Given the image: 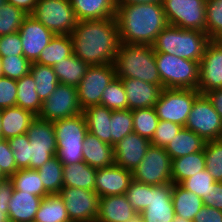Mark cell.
I'll return each instance as SVG.
<instances>
[{
	"mask_svg": "<svg viewBox=\"0 0 222 222\" xmlns=\"http://www.w3.org/2000/svg\"><path fill=\"white\" fill-rule=\"evenodd\" d=\"M193 222H222V210L211 206H203L196 213Z\"/></svg>",
	"mask_w": 222,
	"mask_h": 222,
	"instance_id": "obj_56",
	"label": "cell"
},
{
	"mask_svg": "<svg viewBox=\"0 0 222 222\" xmlns=\"http://www.w3.org/2000/svg\"><path fill=\"white\" fill-rule=\"evenodd\" d=\"M70 36L73 54L89 66L114 64L120 45L116 18L78 21Z\"/></svg>",
	"mask_w": 222,
	"mask_h": 222,
	"instance_id": "obj_1",
	"label": "cell"
},
{
	"mask_svg": "<svg viewBox=\"0 0 222 222\" xmlns=\"http://www.w3.org/2000/svg\"><path fill=\"white\" fill-rule=\"evenodd\" d=\"M206 34L222 40V0H206Z\"/></svg>",
	"mask_w": 222,
	"mask_h": 222,
	"instance_id": "obj_43",
	"label": "cell"
},
{
	"mask_svg": "<svg viewBox=\"0 0 222 222\" xmlns=\"http://www.w3.org/2000/svg\"><path fill=\"white\" fill-rule=\"evenodd\" d=\"M96 171L97 168L89 166L84 161L63 165V187L94 191Z\"/></svg>",
	"mask_w": 222,
	"mask_h": 222,
	"instance_id": "obj_28",
	"label": "cell"
},
{
	"mask_svg": "<svg viewBox=\"0 0 222 222\" xmlns=\"http://www.w3.org/2000/svg\"><path fill=\"white\" fill-rule=\"evenodd\" d=\"M150 144V140L135 132L124 136L114 145L115 164L132 172L141 163Z\"/></svg>",
	"mask_w": 222,
	"mask_h": 222,
	"instance_id": "obj_19",
	"label": "cell"
},
{
	"mask_svg": "<svg viewBox=\"0 0 222 222\" xmlns=\"http://www.w3.org/2000/svg\"><path fill=\"white\" fill-rule=\"evenodd\" d=\"M38 0H6V2L14 5L16 8L21 9L27 15H30Z\"/></svg>",
	"mask_w": 222,
	"mask_h": 222,
	"instance_id": "obj_58",
	"label": "cell"
},
{
	"mask_svg": "<svg viewBox=\"0 0 222 222\" xmlns=\"http://www.w3.org/2000/svg\"><path fill=\"white\" fill-rule=\"evenodd\" d=\"M133 209L141 213L149 205V185L132 181L124 194Z\"/></svg>",
	"mask_w": 222,
	"mask_h": 222,
	"instance_id": "obj_48",
	"label": "cell"
},
{
	"mask_svg": "<svg viewBox=\"0 0 222 222\" xmlns=\"http://www.w3.org/2000/svg\"><path fill=\"white\" fill-rule=\"evenodd\" d=\"M30 15L54 35H70L78 22L70 0H38Z\"/></svg>",
	"mask_w": 222,
	"mask_h": 222,
	"instance_id": "obj_7",
	"label": "cell"
},
{
	"mask_svg": "<svg viewBox=\"0 0 222 222\" xmlns=\"http://www.w3.org/2000/svg\"><path fill=\"white\" fill-rule=\"evenodd\" d=\"M132 181V172L116 164L98 168L94 191L99 197L124 195Z\"/></svg>",
	"mask_w": 222,
	"mask_h": 222,
	"instance_id": "obj_18",
	"label": "cell"
},
{
	"mask_svg": "<svg viewBox=\"0 0 222 222\" xmlns=\"http://www.w3.org/2000/svg\"><path fill=\"white\" fill-rule=\"evenodd\" d=\"M26 16L21 9L6 2L0 7V36L18 32Z\"/></svg>",
	"mask_w": 222,
	"mask_h": 222,
	"instance_id": "obj_42",
	"label": "cell"
},
{
	"mask_svg": "<svg viewBox=\"0 0 222 222\" xmlns=\"http://www.w3.org/2000/svg\"><path fill=\"white\" fill-rule=\"evenodd\" d=\"M161 2V0H116L117 5H128V4H147Z\"/></svg>",
	"mask_w": 222,
	"mask_h": 222,
	"instance_id": "obj_59",
	"label": "cell"
},
{
	"mask_svg": "<svg viewBox=\"0 0 222 222\" xmlns=\"http://www.w3.org/2000/svg\"><path fill=\"white\" fill-rule=\"evenodd\" d=\"M1 129H2V126H1V109H0V135H1Z\"/></svg>",
	"mask_w": 222,
	"mask_h": 222,
	"instance_id": "obj_65",
	"label": "cell"
},
{
	"mask_svg": "<svg viewBox=\"0 0 222 222\" xmlns=\"http://www.w3.org/2000/svg\"><path fill=\"white\" fill-rule=\"evenodd\" d=\"M115 77L114 64L89 66L77 87L81 108L101 105L102 94Z\"/></svg>",
	"mask_w": 222,
	"mask_h": 222,
	"instance_id": "obj_13",
	"label": "cell"
},
{
	"mask_svg": "<svg viewBox=\"0 0 222 222\" xmlns=\"http://www.w3.org/2000/svg\"><path fill=\"white\" fill-rule=\"evenodd\" d=\"M124 86L128 109L154 107L161 94L162 88L158 85L147 83L139 79L120 78Z\"/></svg>",
	"mask_w": 222,
	"mask_h": 222,
	"instance_id": "obj_20",
	"label": "cell"
},
{
	"mask_svg": "<svg viewBox=\"0 0 222 222\" xmlns=\"http://www.w3.org/2000/svg\"><path fill=\"white\" fill-rule=\"evenodd\" d=\"M118 78H132L164 88L158 73L152 45L120 43L114 61Z\"/></svg>",
	"mask_w": 222,
	"mask_h": 222,
	"instance_id": "obj_3",
	"label": "cell"
},
{
	"mask_svg": "<svg viewBox=\"0 0 222 222\" xmlns=\"http://www.w3.org/2000/svg\"><path fill=\"white\" fill-rule=\"evenodd\" d=\"M83 161L94 168H104L115 164L114 146L87 133L83 142Z\"/></svg>",
	"mask_w": 222,
	"mask_h": 222,
	"instance_id": "obj_23",
	"label": "cell"
},
{
	"mask_svg": "<svg viewBox=\"0 0 222 222\" xmlns=\"http://www.w3.org/2000/svg\"><path fill=\"white\" fill-rule=\"evenodd\" d=\"M83 114L88 132L98 137L101 141L112 145V136L110 134L112 110L102 105H93L85 108Z\"/></svg>",
	"mask_w": 222,
	"mask_h": 222,
	"instance_id": "obj_26",
	"label": "cell"
},
{
	"mask_svg": "<svg viewBox=\"0 0 222 222\" xmlns=\"http://www.w3.org/2000/svg\"><path fill=\"white\" fill-rule=\"evenodd\" d=\"M30 74L36 83V92L41 102H44L50 94L56 89L59 81L51 66L31 63Z\"/></svg>",
	"mask_w": 222,
	"mask_h": 222,
	"instance_id": "obj_36",
	"label": "cell"
},
{
	"mask_svg": "<svg viewBox=\"0 0 222 222\" xmlns=\"http://www.w3.org/2000/svg\"><path fill=\"white\" fill-rule=\"evenodd\" d=\"M18 169L30 168V140L26 134L7 140Z\"/></svg>",
	"mask_w": 222,
	"mask_h": 222,
	"instance_id": "obj_47",
	"label": "cell"
},
{
	"mask_svg": "<svg viewBox=\"0 0 222 222\" xmlns=\"http://www.w3.org/2000/svg\"><path fill=\"white\" fill-rule=\"evenodd\" d=\"M36 118V115L21 107L1 109V135L5 140L26 134L27 129Z\"/></svg>",
	"mask_w": 222,
	"mask_h": 222,
	"instance_id": "obj_24",
	"label": "cell"
},
{
	"mask_svg": "<svg viewBox=\"0 0 222 222\" xmlns=\"http://www.w3.org/2000/svg\"><path fill=\"white\" fill-rule=\"evenodd\" d=\"M115 18L124 44L152 45L169 25L161 2L117 5Z\"/></svg>",
	"mask_w": 222,
	"mask_h": 222,
	"instance_id": "obj_2",
	"label": "cell"
},
{
	"mask_svg": "<svg viewBox=\"0 0 222 222\" xmlns=\"http://www.w3.org/2000/svg\"><path fill=\"white\" fill-rule=\"evenodd\" d=\"M134 132L132 110L122 109L112 111L110 119V134L112 145L121 141L124 136Z\"/></svg>",
	"mask_w": 222,
	"mask_h": 222,
	"instance_id": "obj_40",
	"label": "cell"
},
{
	"mask_svg": "<svg viewBox=\"0 0 222 222\" xmlns=\"http://www.w3.org/2000/svg\"><path fill=\"white\" fill-rule=\"evenodd\" d=\"M14 189L45 198L49 193L45 190L37 170L18 169L11 177Z\"/></svg>",
	"mask_w": 222,
	"mask_h": 222,
	"instance_id": "obj_35",
	"label": "cell"
},
{
	"mask_svg": "<svg viewBox=\"0 0 222 222\" xmlns=\"http://www.w3.org/2000/svg\"><path fill=\"white\" fill-rule=\"evenodd\" d=\"M18 170L12 149L7 140L0 142V173L5 178H10Z\"/></svg>",
	"mask_w": 222,
	"mask_h": 222,
	"instance_id": "obj_52",
	"label": "cell"
},
{
	"mask_svg": "<svg viewBox=\"0 0 222 222\" xmlns=\"http://www.w3.org/2000/svg\"><path fill=\"white\" fill-rule=\"evenodd\" d=\"M172 203L175 216L186 220H194L197 212L204 206L203 199L186 190L180 184H173Z\"/></svg>",
	"mask_w": 222,
	"mask_h": 222,
	"instance_id": "obj_29",
	"label": "cell"
},
{
	"mask_svg": "<svg viewBox=\"0 0 222 222\" xmlns=\"http://www.w3.org/2000/svg\"><path fill=\"white\" fill-rule=\"evenodd\" d=\"M168 24L206 32V0H161Z\"/></svg>",
	"mask_w": 222,
	"mask_h": 222,
	"instance_id": "obj_9",
	"label": "cell"
},
{
	"mask_svg": "<svg viewBox=\"0 0 222 222\" xmlns=\"http://www.w3.org/2000/svg\"><path fill=\"white\" fill-rule=\"evenodd\" d=\"M206 141L200 136L186 127L174 135V138L165 146V151L171 159H176L182 156L196 153L204 150Z\"/></svg>",
	"mask_w": 222,
	"mask_h": 222,
	"instance_id": "obj_27",
	"label": "cell"
},
{
	"mask_svg": "<svg viewBox=\"0 0 222 222\" xmlns=\"http://www.w3.org/2000/svg\"><path fill=\"white\" fill-rule=\"evenodd\" d=\"M206 169L204 150L172 159V183L180 184L183 180Z\"/></svg>",
	"mask_w": 222,
	"mask_h": 222,
	"instance_id": "obj_31",
	"label": "cell"
},
{
	"mask_svg": "<svg viewBox=\"0 0 222 222\" xmlns=\"http://www.w3.org/2000/svg\"><path fill=\"white\" fill-rule=\"evenodd\" d=\"M58 194L65 203L71 222H96L100 197L95 191L62 187Z\"/></svg>",
	"mask_w": 222,
	"mask_h": 222,
	"instance_id": "obj_14",
	"label": "cell"
},
{
	"mask_svg": "<svg viewBox=\"0 0 222 222\" xmlns=\"http://www.w3.org/2000/svg\"><path fill=\"white\" fill-rule=\"evenodd\" d=\"M18 33L23 46V56L31 63L38 60L41 52L55 36L31 15H27L23 19Z\"/></svg>",
	"mask_w": 222,
	"mask_h": 222,
	"instance_id": "obj_16",
	"label": "cell"
},
{
	"mask_svg": "<svg viewBox=\"0 0 222 222\" xmlns=\"http://www.w3.org/2000/svg\"><path fill=\"white\" fill-rule=\"evenodd\" d=\"M172 159L165 148L150 144L141 163L132 171L133 180L148 185L172 183Z\"/></svg>",
	"mask_w": 222,
	"mask_h": 222,
	"instance_id": "obj_11",
	"label": "cell"
},
{
	"mask_svg": "<svg viewBox=\"0 0 222 222\" xmlns=\"http://www.w3.org/2000/svg\"><path fill=\"white\" fill-rule=\"evenodd\" d=\"M210 41L206 32L168 25L157 35L152 46L155 52L200 63Z\"/></svg>",
	"mask_w": 222,
	"mask_h": 222,
	"instance_id": "obj_4",
	"label": "cell"
},
{
	"mask_svg": "<svg viewBox=\"0 0 222 222\" xmlns=\"http://www.w3.org/2000/svg\"><path fill=\"white\" fill-rule=\"evenodd\" d=\"M89 65L76 57L74 54L61 60L53 66L59 83L78 87L86 74Z\"/></svg>",
	"mask_w": 222,
	"mask_h": 222,
	"instance_id": "obj_32",
	"label": "cell"
},
{
	"mask_svg": "<svg viewBox=\"0 0 222 222\" xmlns=\"http://www.w3.org/2000/svg\"><path fill=\"white\" fill-rule=\"evenodd\" d=\"M205 95L212 102L215 111L222 118V88L209 91V92L205 93Z\"/></svg>",
	"mask_w": 222,
	"mask_h": 222,
	"instance_id": "obj_57",
	"label": "cell"
},
{
	"mask_svg": "<svg viewBox=\"0 0 222 222\" xmlns=\"http://www.w3.org/2000/svg\"><path fill=\"white\" fill-rule=\"evenodd\" d=\"M1 60L4 77L18 80L30 73L31 62L24 56H9Z\"/></svg>",
	"mask_w": 222,
	"mask_h": 222,
	"instance_id": "obj_46",
	"label": "cell"
},
{
	"mask_svg": "<svg viewBox=\"0 0 222 222\" xmlns=\"http://www.w3.org/2000/svg\"><path fill=\"white\" fill-rule=\"evenodd\" d=\"M200 94L197 89L163 88L154 106L159 120L174 122L184 127L192 105Z\"/></svg>",
	"mask_w": 222,
	"mask_h": 222,
	"instance_id": "obj_8",
	"label": "cell"
},
{
	"mask_svg": "<svg viewBox=\"0 0 222 222\" xmlns=\"http://www.w3.org/2000/svg\"><path fill=\"white\" fill-rule=\"evenodd\" d=\"M222 88V40H211L199 63L198 91L205 94Z\"/></svg>",
	"mask_w": 222,
	"mask_h": 222,
	"instance_id": "obj_15",
	"label": "cell"
},
{
	"mask_svg": "<svg viewBox=\"0 0 222 222\" xmlns=\"http://www.w3.org/2000/svg\"><path fill=\"white\" fill-rule=\"evenodd\" d=\"M204 157L206 169L216 181L222 182V139L206 142Z\"/></svg>",
	"mask_w": 222,
	"mask_h": 222,
	"instance_id": "obj_44",
	"label": "cell"
},
{
	"mask_svg": "<svg viewBox=\"0 0 222 222\" xmlns=\"http://www.w3.org/2000/svg\"><path fill=\"white\" fill-rule=\"evenodd\" d=\"M101 105L112 111L128 109L126 92L120 78L115 77L105 88L101 97Z\"/></svg>",
	"mask_w": 222,
	"mask_h": 222,
	"instance_id": "obj_41",
	"label": "cell"
},
{
	"mask_svg": "<svg viewBox=\"0 0 222 222\" xmlns=\"http://www.w3.org/2000/svg\"><path fill=\"white\" fill-rule=\"evenodd\" d=\"M172 222H193L191 220H186L182 217H179V216H175L174 220Z\"/></svg>",
	"mask_w": 222,
	"mask_h": 222,
	"instance_id": "obj_61",
	"label": "cell"
},
{
	"mask_svg": "<svg viewBox=\"0 0 222 222\" xmlns=\"http://www.w3.org/2000/svg\"><path fill=\"white\" fill-rule=\"evenodd\" d=\"M6 3V0H0V7H2Z\"/></svg>",
	"mask_w": 222,
	"mask_h": 222,
	"instance_id": "obj_64",
	"label": "cell"
},
{
	"mask_svg": "<svg viewBox=\"0 0 222 222\" xmlns=\"http://www.w3.org/2000/svg\"><path fill=\"white\" fill-rule=\"evenodd\" d=\"M161 83L167 89H198L199 62L155 52Z\"/></svg>",
	"mask_w": 222,
	"mask_h": 222,
	"instance_id": "obj_6",
	"label": "cell"
},
{
	"mask_svg": "<svg viewBox=\"0 0 222 222\" xmlns=\"http://www.w3.org/2000/svg\"><path fill=\"white\" fill-rule=\"evenodd\" d=\"M128 222H143L142 218H141V214L138 213L136 216H134L131 220H129Z\"/></svg>",
	"mask_w": 222,
	"mask_h": 222,
	"instance_id": "obj_60",
	"label": "cell"
},
{
	"mask_svg": "<svg viewBox=\"0 0 222 222\" xmlns=\"http://www.w3.org/2000/svg\"><path fill=\"white\" fill-rule=\"evenodd\" d=\"M133 131L151 140L157 128L159 118L154 107L132 110Z\"/></svg>",
	"mask_w": 222,
	"mask_h": 222,
	"instance_id": "obj_39",
	"label": "cell"
},
{
	"mask_svg": "<svg viewBox=\"0 0 222 222\" xmlns=\"http://www.w3.org/2000/svg\"><path fill=\"white\" fill-rule=\"evenodd\" d=\"M17 84L15 79L0 77V109L16 106Z\"/></svg>",
	"mask_w": 222,
	"mask_h": 222,
	"instance_id": "obj_50",
	"label": "cell"
},
{
	"mask_svg": "<svg viewBox=\"0 0 222 222\" xmlns=\"http://www.w3.org/2000/svg\"><path fill=\"white\" fill-rule=\"evenodd\" d=\"M53 126L59 161L63 165L83 161V142L88 133L84 114L54 121Z\"/></svg>",
	"mask_w": 222,
	"mask_h": 222,
	"instance_id": "obj_5",
	"label": "cell"
},
{
	"mask_svg": "<svg viewBox=\"0 0 222 222\" xmlns=\"http://www.w3.org/2000/svg\"><path fill=\"white\" fill-rule=\"evenodd\" d=\"M77 21L115 18L116 0H70Z\"/></svg>",
	"mask_w": 222,
	"mask_h": 222,
	"instance_id": "obj_25",
	"label": "cell"
},
{
	"mask_svg": "<svg viewBox=\"0 0 222 222\" xmlns=\"http://www.w3.org/2000/svg\"><path fill=\"white\" fill-rule=\"evenodd\" d=\"M45 190L49 194H58L63 187V164L57 156L52 157L37 169Z\"/></svg>",
	"mask_w": 222,
	"mask_h": 222,
	"instance_id": "obj_37",
	"label": "cell"
},
{
	"mask_svg": "<svg viewBox=\"0 0 222 222\" xmlns=\"http://www.w3.org/2000/svg\"><path fill=\"white\" fill-rule=\"evenodd\" d=\"M136 212L125 195L100 197L96 222H128Z\"/></svg>",
	"mask_w": 222,
	"mask_h": 222,
	"instance_id": "obj_22",
	"label": "cell"
},
{
	"mask_svg": "<svg viewBox=\"0 0 222 222\" xmlns=\"http://www.w3.org/2000/svg\"><path fill=\"white\" fill-rule=\"evenodd\" d=\"M184 127L206 142L222 138V118L205 94L195 99Z\"/></svg>",
	"mask_w": 222,
	"mask_h": 222,
	"instance_id": "obj_10",
	"label": "cell"
},
{
	"mask_svg": "<svg viewBox=\"0 0 222 222\" xmlns=\"http://www.w3.org/2000/svg\"><path fill=\"white\" fill-rule=\"evenodd\" d=\"M73 54V42L70 35H55L41 52L35 62L53 67L56 63Z\"/></svg>",
	"mask_w": 222,
	"mask_h": 222,
	"instance_id": "obj_30",
	"label": "cell"
},
{
	"mask_svg": "<svg viewBox=\"0 0 222 222\" xmlns=\"http://www.w3.org/2000/svg\"><path fill=\"white\" fill-rule=\"evenodd\" d=\"M0 222H8L6 215L0 210Z\"/></svg>",
	"mask_w": 222,
	"mask_h": 222,
	"instance_id": "obj_62",
	"label": "cell"
},
{
	"mask_svg": "<svg viewBox=\"0 0 222 222\" xmlns=\"http://www.w3.org/2000/svg\"><path fill=\"white\" fill-rule=\"evenodd\" d=\"M83 113L76 87L59 83L50 96L42 102L38 118L51 122Z\"/></svg>",
	"mask_w": 222,
	"mask_h": 222,
	"instance_id": "obj_12",
	"label": "cell"
},
{
	"mask_svg": "<svg viewBox=\"0 0 222 222\" xmlns=\"http://www.w3.org/2000/svg\"><path fill=\"white\" fill-rule=\"evenodd\" d=\"M30 144L40 147H57L53 122L36 118L26 131Z\"/></svg>",
	"mask_w": 222,
	"mask_h": 222,
	"instance_id": "obj_38",
	"label": "cell"
},
{
	"mask_svg": "<svg viewBox=\"0 0 222 222\" xmlns=\"http://www.w3.org/2000/svg\"><path fill=\"white\" fill-rule=\"evenodd\" d=\"M203 204L204 206L222 210V182L216 181L212 183V188L207 196H203Z\"/></svg>",
	"mask_w": 222,
	"mask_h": 222,
	"instance_id": "obj_54",
	"label": "cell"
},
{
	"mask_svg": "<svg viewBox=\"0 0 222 222\" xmlns=\"http://www.w3.org/2000/svg\"><path fill=\"white\" fill-rule=\"evenodd\" d=\"M214 182H216V180L207 169H204L183 180L180 185L203 199V196H207L211 190L212 183Z\"/></svg>",
	"mask_w": 222,
	"mask_h": 222,
	"instance_id": "obj_45",
	"label": "cell"
},
{
	"mask_svg": "<svg viewBox=\"0 0 222 222\" xmlns=\"http://www.w3.org/2000/svg\"><path fill=\"white\" fill-rule=\"evenodd\" d=\"M34 222H71L59 194H49L43 198Z\"/></svg>",
	"mask_w": 222,
	"mask_h": 222,
	"instance_id": "obj_33",
	"label": "cell"
},
{
	"mask_svg": "<svg viewBox=\"0 0 222 222\" xmlns=\"http://www.w3.org/2000/svg\"><path fill=\"white\" fill-rule=\"evenodd\" d=\"M56 154L57 147H40L30 144V169H39Z\"/></svg>",
	"mask_w": 222,
	"mask_h": 222,
	"instance_id": "obj_53",
	"label": "cell"
},
{
	"mask_svg": "<svg viewBox=\"0 0 222 222\" xmlns=\"http://www.w3.org/2000/svg\"><path fill=\"white\" fill-rule=\"evenodd\" d=\"M42 197L14 189L8 202V222H34Z\"/></svg>",
	"mask_w": 222,
	"mask_h": 222,
	"instance_id": "obj_21",
	"label": "cell"
},
{
	"mask_svg": "<svg viewBox=\"0 0 222 222\" xmlns=\"http://www.w3.org/2000/svg\"><path fill=\"white\" fill-rule=\"evenodd\" d=\"M172 190L173 183L149 185V205L140 213L143 222H172L174 220Z\"/></svg>",
	"mask_w": 222,
	"mask_h": 222,
	"instance_id": "obj_17",
	"label": "cell"
},
{
	"mask_svg": "<svg viewBox=\"0 0 222 222\" xmlns=\"http://www.w3.org/2000/svg\"><path fill=\"white\" fill-rule=\"evenodd\" d=\"M0 77H3L2 60L0 58Z\"/></svg>",
	"mask_w": 222,
	"mask_h": 222,
	"instance_id": "obj_63",
	"label": "cell"
},
{
	"mask_svg": "<svg viewBox=\"0 0 222 222\" xmlns=\"http://www.w3.org/2000/svg\"><path fill=\"white\" fill-rule=\"evenodd\" d=\"M23 56V46L18 32L0 36V58Z\"/></svg>",
	"mask_w": 222,
	"mask_h": 222,
	"instance_id": "obj_51",
	"label": "cell"
},
{
	"mask_svg": "<svg viewBox=\"0 0 222 222\" xmlns=\"http://www.w3.org/2000/svg\"><path fill=\"white\" fill-rule=\"evenodd\" d=\"M17 84V100L16 106L21 107L24 110L30 111L34 115L38 116L42 102L36 92V83L34 78L29 73L23 76L21 79L16 80Z\"/></svg>",
	"mask_w": 222,
	"mask_h": 222,
	"instance_id": "obj_34",
	"label": "cell"
},
{
	"mask_svg": "<svg viewBox=\"0 0 222 222\" xmlns=\"http://www.w3.org/2000/svg\"><path fill=\"white\" fill-rule=\"evenodd\" d=\"M182 127L183 126L174 122L159 120L154 135L150 140L151 144L165 148Z\"/></svg>",
	"mask_w": 222,
	"mask_h": 222,
	"instance_id": "obj_49",
	"label": "cell"
},
{
	"mask_svg": "<svg viewBox=\"0 0 222 222\" xmlns=\"http://www.w3.org/2000/svg\"><path fill=\"white\" fill-rule=\"evenodd\" d=\"M14 187L10 178H3L0 180V210L6 216L8 213V202L11 199Z\"/></svg>",
	"mask_w": 222,
	"mask_h": 222,
	"instance_id": "obj_55",
	"label": "cell"
}]
</instances>
